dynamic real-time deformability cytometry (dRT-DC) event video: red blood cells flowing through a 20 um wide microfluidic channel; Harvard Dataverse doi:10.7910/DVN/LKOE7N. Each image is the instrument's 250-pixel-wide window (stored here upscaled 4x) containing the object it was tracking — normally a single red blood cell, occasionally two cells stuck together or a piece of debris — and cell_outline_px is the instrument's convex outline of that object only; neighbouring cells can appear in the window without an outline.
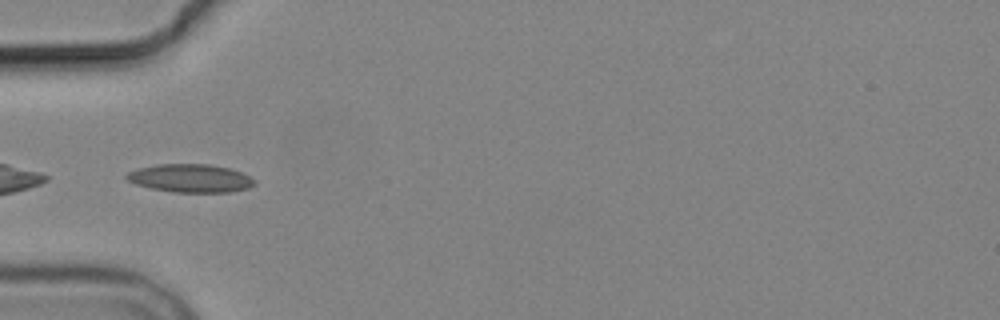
{"species": "common noctule bat (a hibernating species)", "species_latin": "Nyctalus noctula", "temperature_condition": "cold", "stored_images_in_passage": 6, "camera_frame_rate_fps": 3000, "um_per_image_px": 0.085, "animal": {"sex": "male", "body_mass_g": 19.2, "forearm_length_mm": 51.8}, "frame": {"image": 1, "passage_image": 4, "time_ms": 5.0, "image_size_px": [1000, 320], "cell_outline_px": [[256, 184], [248, 188], [228, 192], [172, 192], [152, 188], [136, 184], [128, 180], [124, 176], [128, 172], [136, 168], [156, 164], [208, 164], [228, 168], [240, 172], [256, 180]], "centroid_in_image_um": [16.16, 15.14], "position_along_channel_um": 68.8, "area_um2": 20.98}}
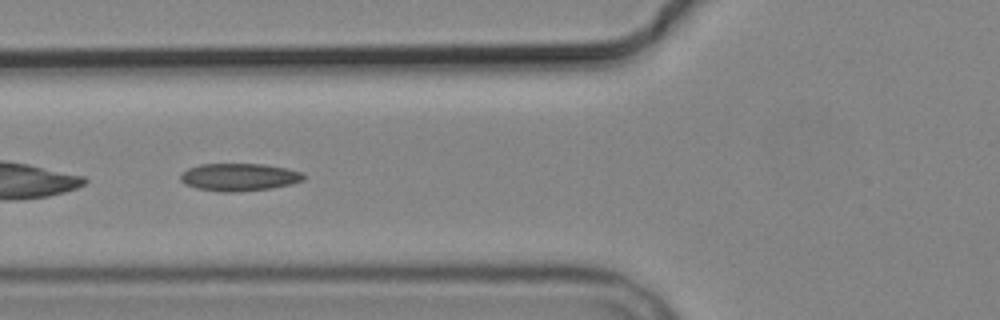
{"frame": {"image": 2, "passage_image": 5, "time_ms": 6.0, "image_size_px": [1000, 320], "cell_outline_px": [[304, 180], [292, 184], [272, 188], [232, 192], [220, 192], [196, 188], [184, 184], [180, 180], [180, 176], [188, 168], [200, 164], [264, 164], [284, 168], [300, 172], [304, 176]], "centroid_in_image_um": [20.3, 15.06], "position_along_channel_um": 105.5, "area_um2": 19.71}}
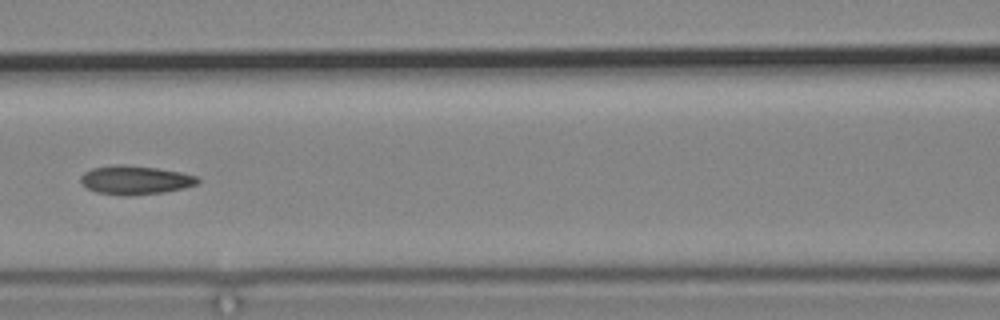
{"frame": {"image": 3, "passage_image": 6, "time_ms": 7.333, "image_size_px": [1000, 320], "cell_outline_px": [[200, 180], [196, 184], [164, 192], [132, 196], [124, 196], [96, 192], [88, 188], [80, 180], [80, 176], [84, 172], [92, 168], [116, 164], [124, 164], [156, 168], [180, 172], [200, 176]], "centroid_in_image_um": [11.48, 15.3], "position_along_channel_um": 155.1, "area_um2": 19.65}}